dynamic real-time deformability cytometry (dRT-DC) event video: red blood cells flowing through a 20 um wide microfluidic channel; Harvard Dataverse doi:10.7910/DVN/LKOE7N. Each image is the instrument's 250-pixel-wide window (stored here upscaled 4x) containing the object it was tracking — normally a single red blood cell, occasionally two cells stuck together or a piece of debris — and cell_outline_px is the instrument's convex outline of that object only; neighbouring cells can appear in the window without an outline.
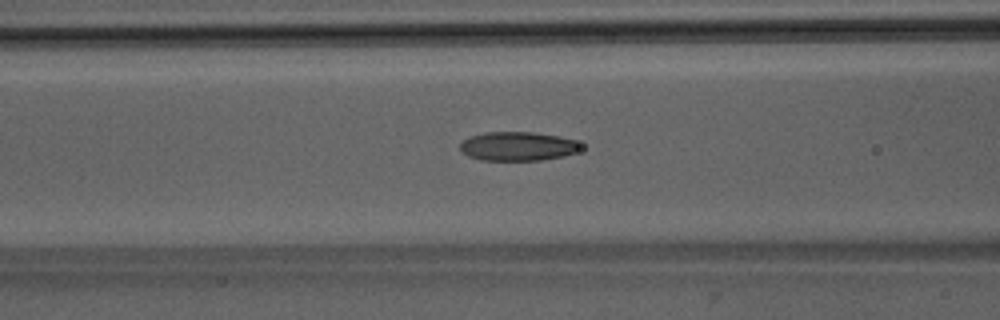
{"species": "Egyptian fruit bat (a non-hibernating species)", "species_latin": "Rousettus aegyptiacus", "temperature_condition": "room temperature", "stored_images_in_passage": 43, "camera_frame_rate_fps": 3000, "um_per_image_px": 0.085, "animal": {"sex": "male"}, "frame": {"image": 1, "passage_image": 20, "time_ms": 6.333, "image_size_px": [1000, 320], "cell_outline_px": [[580, 148], [576, 152], [564, 156], [540, 160], [480, 160], [468, 156], [460, 152], [460, 144], [468, 136], [484, 132], [532, 132], [556, 136], [576, 140], [580, 144]], "centroid_in_image_um": [43.96, 12.43], "position_along_channel_um": 122.6, "area_um2": 20.4}}
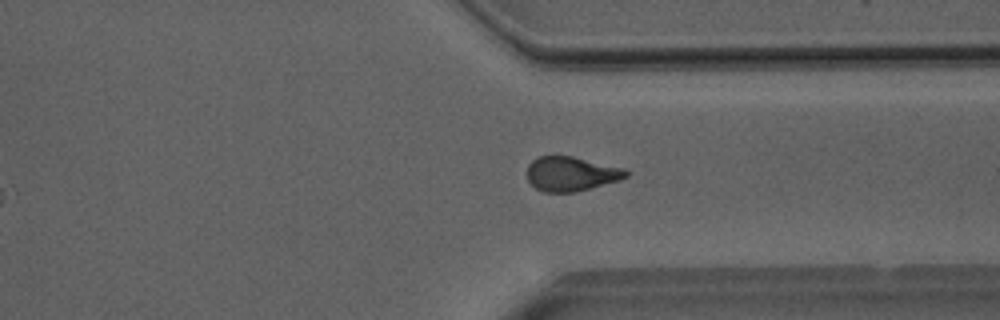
{"frame": {"image": 2, "passage_image": 38, "time_ms": 12.333, "image_size_px": [1000, 320], "cell_outline_px": [[628, 176], [616, 180], [576, 192], [544, 192], [536, 188], [528, 180], [528, 164], [536, 156], [572, 156], [624, 168], [628, 172]], "centroid_in_image_um": [48.51, 14.76], "position_along_channel_um": 362.9, "area_um2": 19.59}}
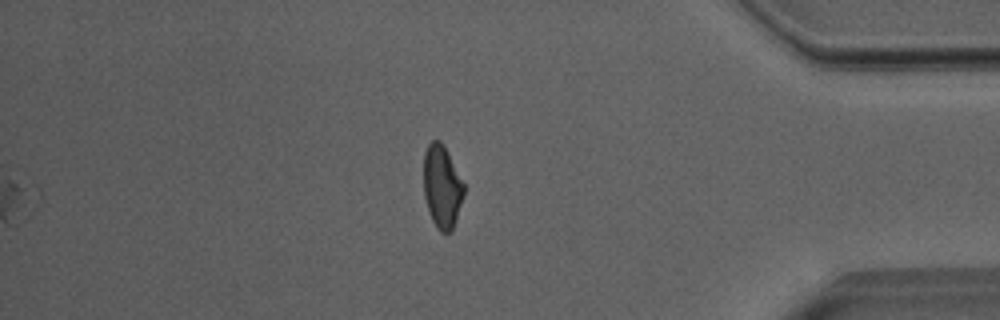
{"frame": {"image": 3, "passage_image": 43, "time_ms": 14.0, "image_size_px": [1000, 320], "cell_outline_px": [[464, 192], [452, 232], [440, 232], [436, 228], [428, 212], [424, 196], [424, 152], [428, 144], [432, 140], [440, 140], [464, 184]], "centroid_in_image_um": [37.54, 15.9], "position_along_channel_um": 397.7, "area_um2": 19.19}, "authors_computed_cell_mechanics": {"area_um2": 20.7502, "velocity_mm_per_s": 4.0042, "shape_relaxation_time_tau1_ms": 6.0408, "shape_relaxation_time_tau2_ms": 2.3458, "deformation_change_tau1": 0.1713, "deformation_change_tau2": 0.0904}}